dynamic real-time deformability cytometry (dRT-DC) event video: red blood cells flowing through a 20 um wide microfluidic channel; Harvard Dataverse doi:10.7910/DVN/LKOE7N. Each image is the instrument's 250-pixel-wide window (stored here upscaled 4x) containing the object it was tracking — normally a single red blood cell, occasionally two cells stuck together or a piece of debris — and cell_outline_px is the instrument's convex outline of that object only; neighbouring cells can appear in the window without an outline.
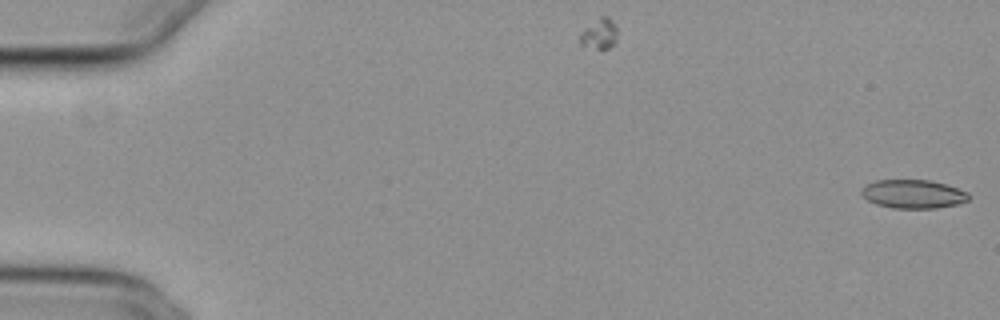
{"species": "common noctule bat (a hibernating species)", "species_latin": "Nyctalus noctula", "temperature_condition": "cold", "stored_images_in_passage": 56, "camera_frame_rate_fps": 3000, "um_per_image_px": 0.085, "animal": {"sex": "female", "body_mass_g": 29.2, "forearm_length_mm": 56.3}, "frame": {"image": 1, "passage_image": 1, "time_ms": 0.0, "image_size_px": [1000, 320], "cell_outline_px": [[968, 200], [956, 204], [936, 208], [892, 208], [876, 204], [860, 196], [860, 188], [876, 180], [928, 180], [944, 184], [968, 192]], "centroid_in_image_um": [77.55, 16.49], "position_along_channel_um": 7.4, "area_um2": 17.8}}
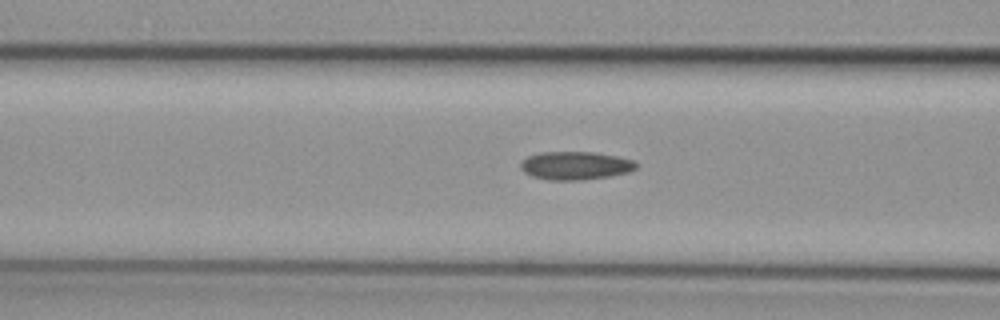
{"frame": {"image": 2, "passage_image": 23, "time_ms": 7.333, "image_size_px": [1000, 320], "cell_outline_px": [[636, 168], [628, 172], [608, 176], [584, 180], [548, 180], [532, 176], [524, 172], [520, 168], [520, 164], [528, 156], [540, 152], [592, 152], [616, 156], [632, 160], [636, 164]], "centroid_in_image_um": [48.87, 14.08], "position_along_channel_um": 117.7, "area_um2": 18.84}}
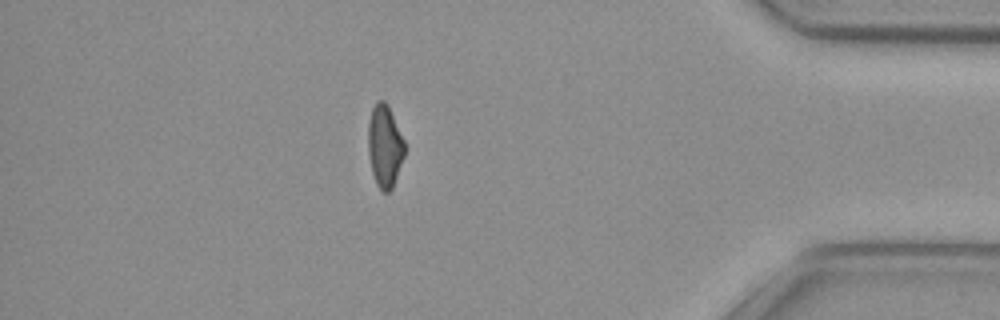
{"frame": {"image": 3, "passage_image": 49, "time_ms": 16.0, "image_size_px": [1000, 320], "cell_outline_px": [[404, 156], [392, 188], [388, 192], [380, 192], [376, 184], [372, 172], [368, 152], [368, 124], [372, 108], [376, 100], [384, 100], [388, 104], [404, 140]], "centroid_in_image_um": [32.69, 12.41], "position_along_channel_um": 402.5, "area_um2": 17.57}, "authors_computed_cell_mechanics": {"area_um2": 18.4093, "velocity_mm_per_s": 3.7406, "shape_relaxation_time_tau1_ms": null, "shape_relaxation_time_tau2_ms": 5.1066, "deformation_change_tau1": null, "deformation_change_tau2": 0.1153}}